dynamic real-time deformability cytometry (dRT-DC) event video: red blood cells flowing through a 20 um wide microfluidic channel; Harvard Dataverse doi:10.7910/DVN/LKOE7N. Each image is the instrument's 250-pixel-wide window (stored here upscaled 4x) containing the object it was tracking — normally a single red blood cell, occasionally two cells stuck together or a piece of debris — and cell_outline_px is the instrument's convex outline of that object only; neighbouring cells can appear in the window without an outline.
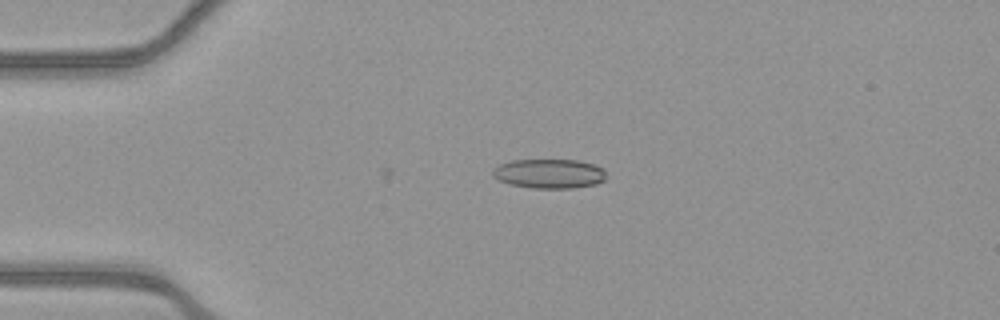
{"species": "common noctule bat (a hibernating species)", "species_latin": "Nyctalus noctula", "temperature_condition": "warm", "stored_images_in_passage": 5, "camera_frame_rate_fps": 3000, "um_per_image_px": 0.085, "animal": {"sex": "female", "body_mass_g": 21.9}, "frame": {"image": 1, "passage_image": 1, "time_ms": 0.0, "image_size_px": [1000, 320], "cell_outline_px": [[604, 180], [596, 184], [572, 188], [532, 188], [508, 184], [492, 176], [492, 168], [500, 164], [512, 160], [580, 160], [596, 164], [604, 168]], "centroid_in_image_um": [46.68, 14.75], "position_along_channel_um": 38.3, "area_um2": 19.59}}